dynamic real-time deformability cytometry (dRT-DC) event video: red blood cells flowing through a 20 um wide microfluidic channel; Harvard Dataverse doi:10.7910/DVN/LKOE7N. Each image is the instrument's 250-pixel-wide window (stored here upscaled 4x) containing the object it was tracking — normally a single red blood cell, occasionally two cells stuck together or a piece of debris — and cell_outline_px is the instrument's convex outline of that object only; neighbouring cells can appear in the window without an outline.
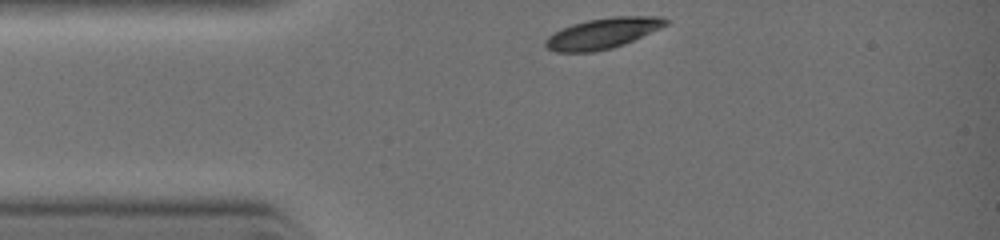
{"species": "common noctule bat (a hibernating species)", "species_latin": "Nyctalus noctula", "temperature_condition": "warm", "stored_images_in_passage": 4, "camera_frame_rate_fps": 3000, "um_per_image_px": 0.085, "animal": {"sex": "female", "body_mass_g": 19.0, "forearm_length_mm": 51.5}, "frame": {"image": 1, "passage_image": 1, "time_ms": 0.0, "image_size_px": [1000, 240], "cell_outline_px": [[668, 24], [660, 28], [624, 44], [612, 48], [592, 52], [556, 52], [548, 48], [544, 44], [544, 40], [548, 36], [572, 24], [588, 20], [612, 16], [660, 16], [668, 20]], "centroid_in_image_um": [51.23, 2.83], "position_along_channel_um": 33.8, "area_um2": 21.27}}
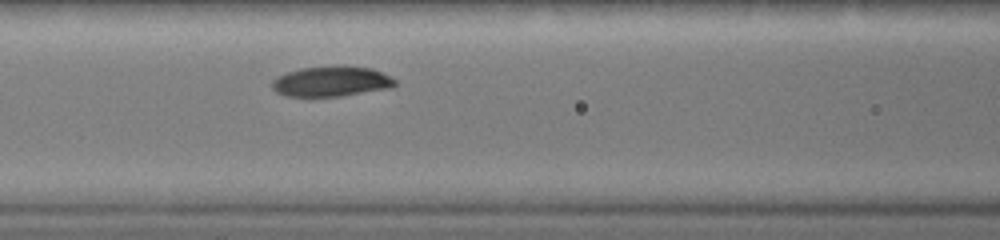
{"frame": {"image": 2, "passage_image": 4, "time_ms": 2.333, "image_size_px": [1000, 240], "cell_outline_px": [[396, 84], [392, 88], [340, 96], [284, 96], [276, 92], [272, 88], [272, 80], [276, 76], [300, 68], [332, 64], [372, 68], [396, 80]], "centroid_in_image_um": [28.14, 6.9], "position_along_channel_um": 138.5, "area_um2": 22.02}}